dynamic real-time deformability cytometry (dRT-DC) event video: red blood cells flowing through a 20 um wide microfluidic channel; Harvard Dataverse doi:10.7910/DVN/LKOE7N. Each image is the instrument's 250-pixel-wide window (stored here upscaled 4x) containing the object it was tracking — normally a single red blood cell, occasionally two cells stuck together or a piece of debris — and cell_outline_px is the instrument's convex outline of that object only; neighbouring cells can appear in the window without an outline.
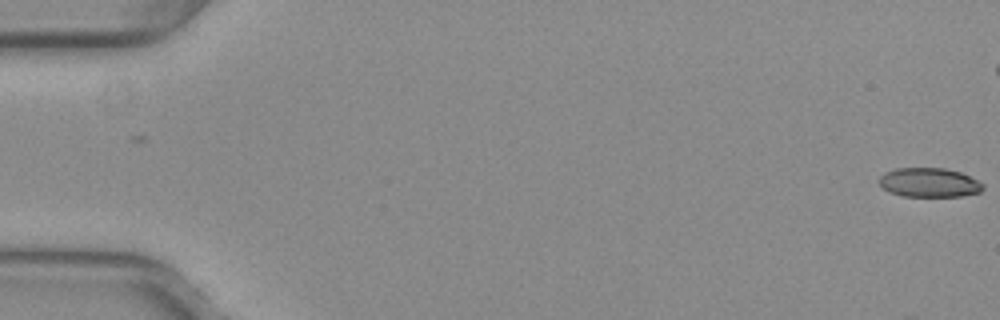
{"species": "common noctule bat (a hibernating species)", "species_latin": "Nyctalus noctula", "temperature_condition": "warm", "stored_images_in_passage": 47, "camera_frame_rate_fps": 3000, "um_per_image_px": 0.085, "animal": {"sex": "female", "body_mass_g": 29.2, "forearm_length_mm": 56.3}, "frame": {"image": 1, "passage_image": 1, "time_ms": 0.0, "image_size_px": [1000, 320], "cell_outline_px": [[984, 188], [980, 192], [960, 196], [904, 196], [888, 192], [876, 180], [884, 172], [896, 168], [944, 168], [960, 172], [984, 184]], "centroid_in_image_um": [78.94, 15.51], "position_along_channel_um": 6.1, "area_um2": 17.69}}
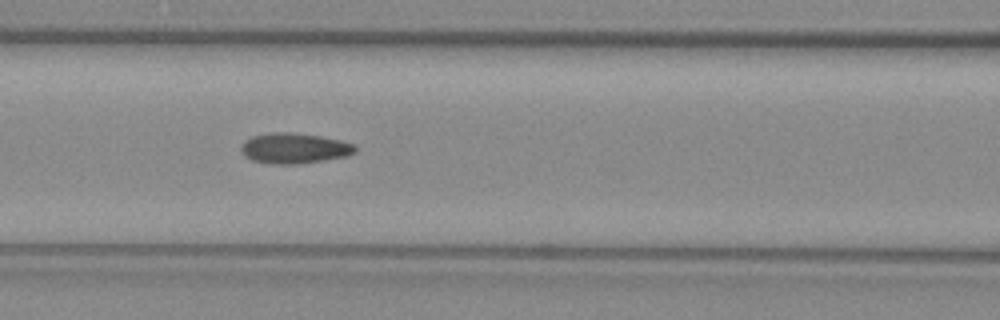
{"frame": {"image": 2, "passage_image": 24, "time_ms": 7.667, "image_size_px": [1000, 320], "cell_outline_px": [[356, 152], [348, 156], [300, 164], [272, 164], [252, 160], [244, 156], [240, 148], [240, 144], [244, 140], [252, 136], [272, 132], [288, 132], [320, 136], [340, 140], [356, 144]], "centroid_in_image_um": [25.01, 12.6], "position_along_channel_um": 141.6, "area_um2": 20.46}}
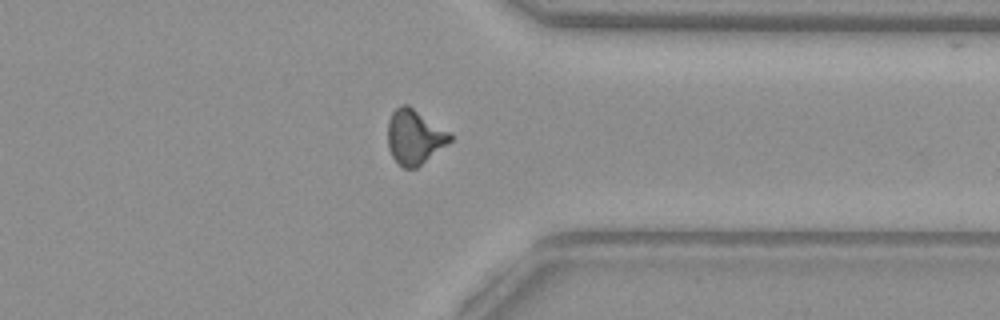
{"frame": {"image": 3, "passage_image": 42, "time_ms": 13.667, "image_size_px": [1000, 320], "cell_outline_px": [[452, 140], [448, 144], [416, 168], [404, 168], [392, 156], [388, 148], [388, 120], [392, 112], [400, 104], [408, 104], [448, 132], [452, 136]], "centroid_in_image_um": [35.21, 11.63], "position_along_channel_um": 376.2, "area_um2": 19.59}, "authors_computed_cell_mechanics": {"area_um2": 19.3052, "velocity_mm_per_s": 3.9804, "shape_relaxation_time_tau1_ms": null, "shape_relaxation_time_tau2_ms": 1.6256, "deformation_change_tau1": null, "deformation_change_tau2": 0.0918}}